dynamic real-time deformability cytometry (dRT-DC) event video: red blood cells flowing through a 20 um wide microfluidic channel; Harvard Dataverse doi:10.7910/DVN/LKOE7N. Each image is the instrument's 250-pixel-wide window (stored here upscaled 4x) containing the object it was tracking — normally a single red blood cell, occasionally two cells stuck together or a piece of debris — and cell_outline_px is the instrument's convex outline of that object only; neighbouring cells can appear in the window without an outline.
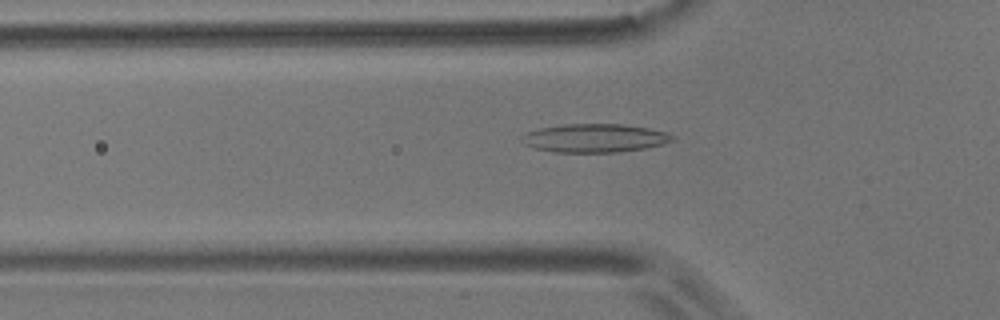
{"species": "common noctule bat (a hibernating species)", "species_latin": "Nyctalus noctula", "temperature_condition": "room temperature", "stored_images_in_passage": 52, "camera_frame_rate_fps": 3000, "um_per_image_px": 0.085, "animal": {"sex": "male", "body_mass_g": 17.9}, "frame": {"image": 1, "passage_image": 15, "time_ms": 4.667, "image_size_px": [1000, 320], "cell_outline_px": [[676, 136], [672, 140], [660, 144], [644, 148], [616, 152], [552, 152], [536, 148], [524, 144], [520, 140], [520, 136], [528, 132], [540, 128], [564, 124], [620, 124], [648, 128], [664, 132]], "centroid_in_image_um": [50.49, 11.73], "position_along_channel_um": 75.3, "area_um2": 24.74}}
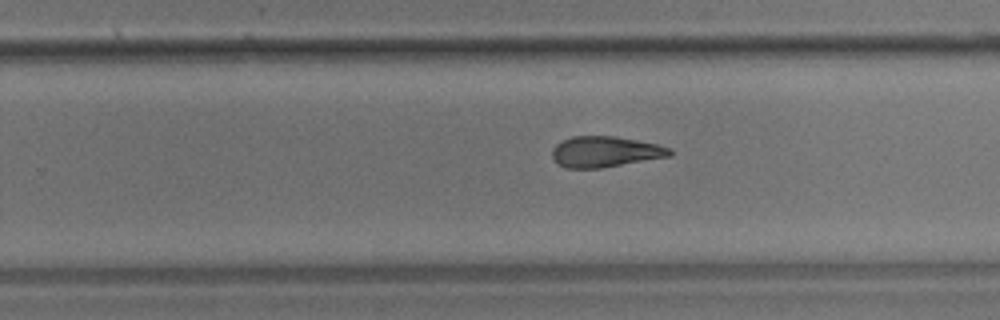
{"frame": {"image": 2, "passage_image": 32, "time_ms": 10.333, "image_size_px": [1000, 320], "cell_outline_px": [[672, 156], [600, 168], [568, 168], [556, 164], [552, 156], [552, 148], [556, 144], [572, 136], [616, 136], [656, 144], [668, 148], [672, 152]], "centroid_in_image_um": [51.4, 12.9], "position_along_channel_um": 278.4, "area_um2": 21.04}}
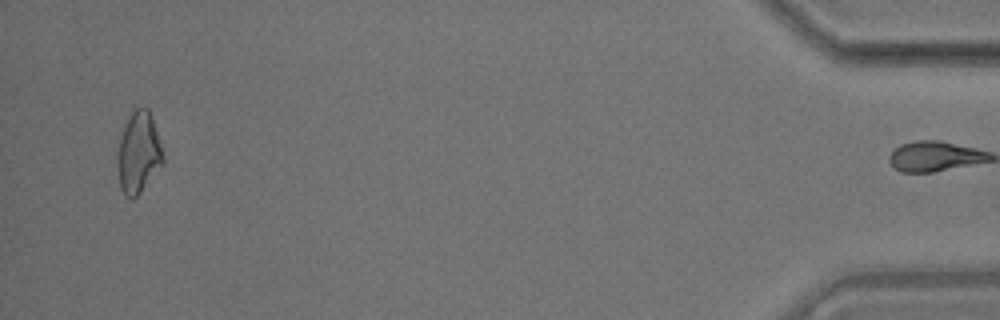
{"frame": {"image": 3, "passage_image": 51, "time_ms": 16.667, "image_size_px": [1000, 320], "cell_outline_px": [[164, 164], [140, 192], [132, 200], [124, 196], [120, 188], [116, 160], [116, 152], [124, 128], [132, 112], [136, 108], [148, 108], [160, 144], [164, 160]], "centroid_in_image_um": [11.75, 13.05], "position_along_channel_um": 423.5, "area_um2": 21.33}, "authors_computed_cell_mechanics": {"area_um2": 21.9062, "velocity_mm_per_s": 3.5689, "shape_relaxation_time_tau1_ms": null, "shape_relaxation_time_tau2_ms": 3.4741, "deformation_change_tau1": null, "deformation_change_tau2": 0.1263}}